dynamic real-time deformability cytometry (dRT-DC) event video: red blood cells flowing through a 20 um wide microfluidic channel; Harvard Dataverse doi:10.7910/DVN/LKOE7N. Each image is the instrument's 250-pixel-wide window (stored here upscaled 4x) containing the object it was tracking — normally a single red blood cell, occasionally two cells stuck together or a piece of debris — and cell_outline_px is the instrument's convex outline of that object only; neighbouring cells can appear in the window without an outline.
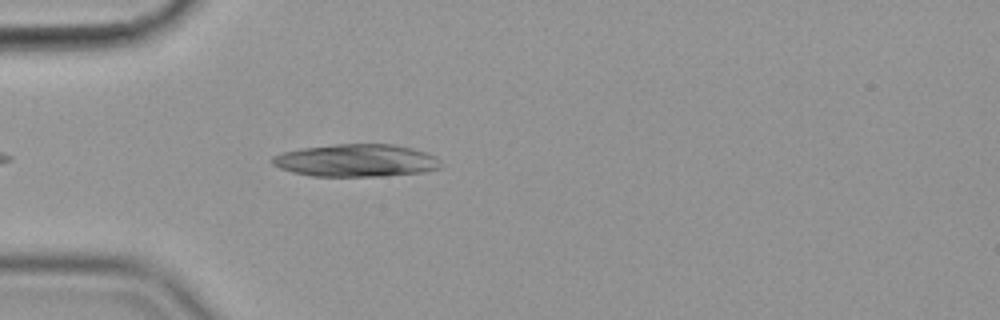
{"species": "common noctule bat (a hibernating species)", "species_latin": "Nyctalus noctula", "temperature_condition": "cold", "stored_images_in_passage": 31, "segment_of_instrument_passage": [1, 2], "camera_frame_rate_fps": 3000, "um_per_image_px": 0.085, "animal": {"sex": "female", "body_mass_g": 19.9}, "frame": {"image": 1, "passage_image": 6, "time_ms": 1.667, "image_size_px": [1000, 320], "cell_outline_px": [[444, 164], [440, 168], [424, 172], [384, 176], [312, 176], [292, 172], [280, 168], [272, 164], [272, 156], [280, 152], [300, 148], [336, 144], [392, 144], [412, 148], [436, 156]], "centroid_in_image_um": [30.28, 13.64], "position_along_channel_um": 54.7, "area_um2": 32.25}}